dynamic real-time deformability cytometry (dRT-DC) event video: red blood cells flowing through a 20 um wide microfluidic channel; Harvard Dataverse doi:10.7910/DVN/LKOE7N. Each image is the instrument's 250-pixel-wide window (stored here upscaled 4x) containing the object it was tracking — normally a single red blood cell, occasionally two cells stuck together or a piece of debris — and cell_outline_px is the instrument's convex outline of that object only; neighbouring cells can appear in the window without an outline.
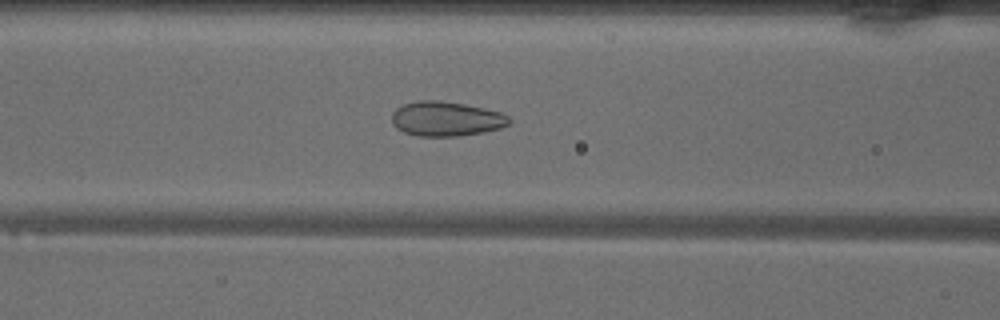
{"species": "common noctule bat (a hibernating species)", "species_latin": "Nyctalus noctula", "temperature_condition": "warm", "stored_images_in_passage": 49, "camera_frame_rate_fps": 3000, "um_per_image_px": 0.085, "animal": {"sex": "male", "body_mass_g": 18.8}, "frame": {"image": 1, "passage_image": 19, "time_ms": 6.0, "image_size_px": [1000, 320], "cell_outline_px": [[508, 124], [500, 128], [480, 132], [456, 136], [416, 136], [404, 132], [396, 128], [392, 124], [392, 112], [396, 108], [404, 104], [416, 100], [440, 100], [464, 104], [484, 108], [500, 112], [508, 116]], "centroid_in_image_um": [37.86, 10.09], "position_along_channel_um": 128.7, "area_um2": 23.58}}
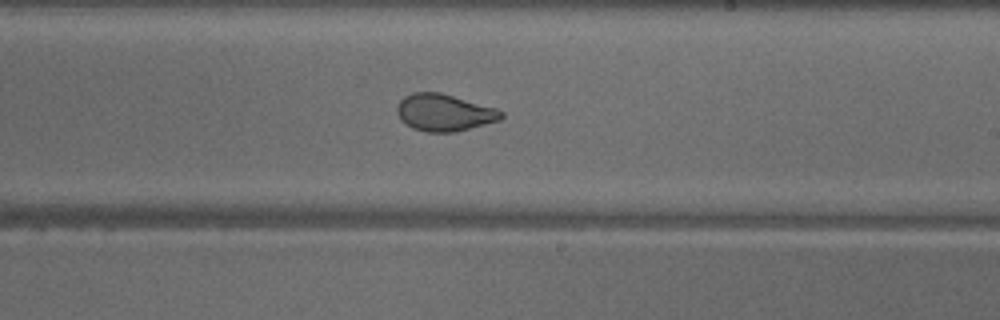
{"frame": {"image": 2, "passage_image": 28, "time_ms": 9.0, "image_size_px": [1000, 320], "cell_outline_px": [[504, 116], [500, 120], [456, 132], [424, 132], [412, 128], [400, 120], [396, 112], [396, 108], [400, 100], [404, 96], [412, 92], [440, 92], [496, 108], [504, 112]], "centroid_in_image_um": [37.74, 9.57], "position_along_channel_um": 251.3, "area_um2": 22.66}}
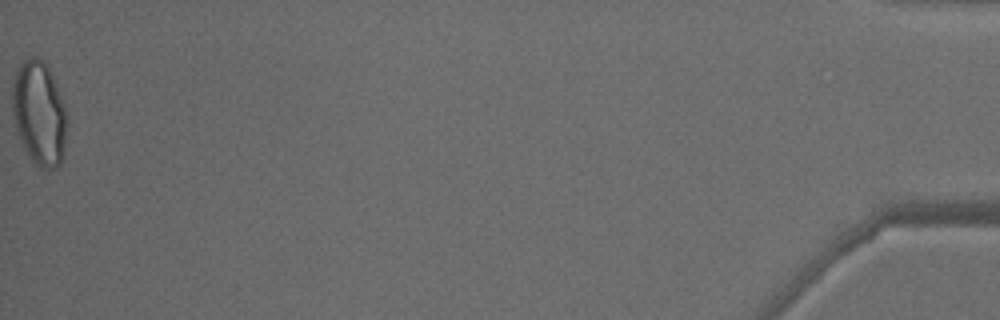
{"frame": {"image": 3, "passage_image": 49, "time_ms": 16.0, "image_size_px": [1000, 320], "cell_outline_px": [[64, 148], [60, 164], [56, 168], [40, 168], [32, 164], [24, 148], [16, 128], [12, 112], [12, 84], [16, 72], [20, 64], [24, 60], [32, 56], [36, 56], [44, 60], [56, 84], [64, 108]], "centroid_in_image_um": [3.28, 9.62], "position_along_channel_um": 431.9, "area_um2": 32.66}, "authors_computed_cell_mechanics": {"area_um2": 26.1256, "velocity_mm_per_s": 4.0885, "shape_relaxation_time_tau1_ms": null, "shape_relaxation_time_tau2_ms": 0.7734, "deformation_change_tau1": null, "deformation_change_tau2": 0.0672}}